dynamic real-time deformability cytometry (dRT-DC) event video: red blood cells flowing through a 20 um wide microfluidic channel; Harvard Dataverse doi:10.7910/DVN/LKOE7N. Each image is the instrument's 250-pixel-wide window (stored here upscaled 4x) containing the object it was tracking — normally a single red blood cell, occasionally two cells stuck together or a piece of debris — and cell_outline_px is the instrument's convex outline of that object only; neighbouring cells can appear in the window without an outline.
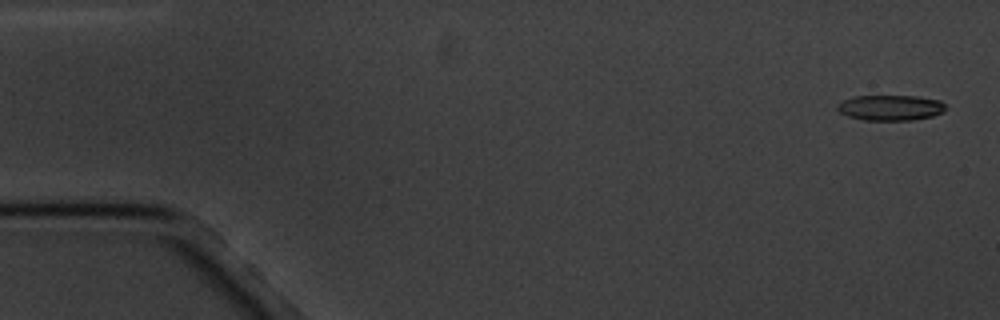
{"species": "common noctule bat (a hibernating species)", "species_latin": "Nyctalus noctula", "temperature_condition": "cold", "stored_images_in_passage": 6, "camera_frame_rate_fps": 3000, "um_per_image_px": 0.085, "animal": {"sex": "male", "body_mass_g": 20.1, "forearm_length_mm": 53.5}, "frame": {"image": 1, "passage_image": 1, "time_ms": 0.0, "image_size_px": [1000, 320], "cell_outline_px": [[944, 112], [932, 116], [912, 120], [864, 120], [848, 116], [840, 112], [836, 108], [836, 104], [852, 96], [916, 96], [940, 100], [944, 104]], "centroid_in_image_um": [75.67, 9.15], "position_along_channel_um": 9.3, "area_um2": 16.07}}